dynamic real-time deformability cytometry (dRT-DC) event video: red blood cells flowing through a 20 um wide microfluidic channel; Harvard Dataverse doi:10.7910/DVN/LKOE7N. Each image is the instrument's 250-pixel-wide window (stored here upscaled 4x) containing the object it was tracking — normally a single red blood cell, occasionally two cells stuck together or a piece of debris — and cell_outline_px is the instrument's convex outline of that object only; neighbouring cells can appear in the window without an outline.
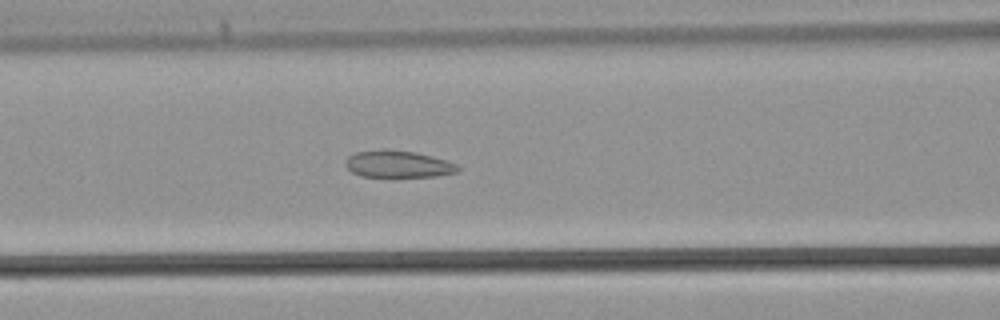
{"species": "common noctule bat (a hibernating species)", "species_latin": "Nyctalus noctula", "temperature_condition": "warm", "stored_images_in_passage": 36, "camera_frame_rate_fps": 3000, "um_per_image_px": 0.085, "animal": {"sex": "male", "body_mass_g": 21.5, "forearm_length_mm": 52.0}, "frame": {"image": 1, "passage_image": 11, "time_ms": 3.333, "image_size_px": [1000, 320], "cell_outline_px": [[460, 172], [436, 176], [392, 180], [360, 176], [352, 172], [344, 164], [348, 156], [356, 152], [384, 148], [416, 152], [432, 156], [456, 164], [460, 168]], "centroid_in_image_um": [33.82, 14.0], "position_along_channel_um": 132.8, "area_um2": 18.79}}
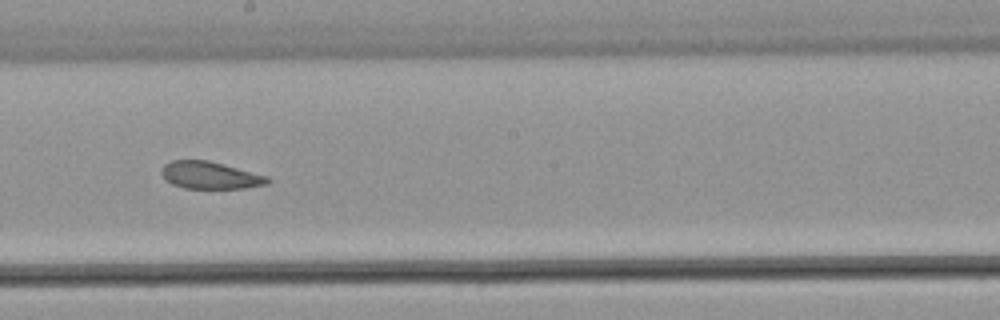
{"frame": {"image": 2, "passage_image": 17, "time_ms": 5.333, "image_size_px": [1000, 320], "cell_outline_px": [[272, 180], [268, 184], [244, 188], [184, 188], [172, 184], [164, 180], [160, 172], [160, 168], [164, 164], [172, 160], [208, 160], [268, 176]], "centroid_in_image_um": [17.83, 14.9], "position_along_channel_um": 230.4, "area_um2": 16.99}}
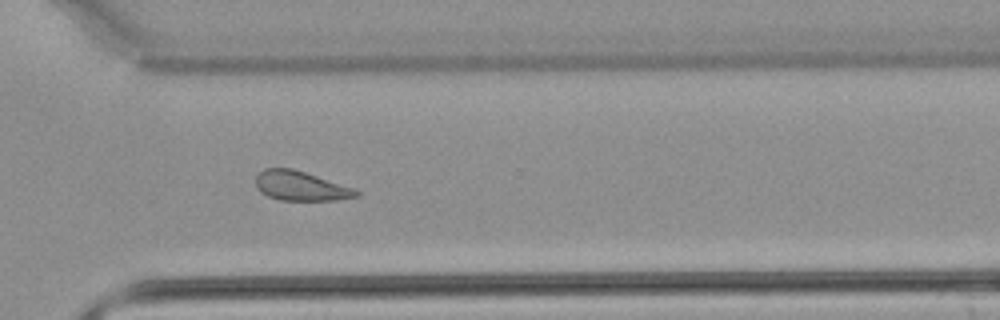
{"frame": {"image": 3, "passage_image": 24, "time_ms": 7.667, "image_size_px": [1000, 320], "cell_outline_px": [[360, 196], [340, 200], [280, 200], [268, 196], [260, 192], [256, 188], [256, 176], [264, 168], [292, 168], [356, 188], [360, 192]], "centroid_in_image_um": [25.59, 15.81], "position_along_channel_um": 345.0, "area_um2": 17.46}}